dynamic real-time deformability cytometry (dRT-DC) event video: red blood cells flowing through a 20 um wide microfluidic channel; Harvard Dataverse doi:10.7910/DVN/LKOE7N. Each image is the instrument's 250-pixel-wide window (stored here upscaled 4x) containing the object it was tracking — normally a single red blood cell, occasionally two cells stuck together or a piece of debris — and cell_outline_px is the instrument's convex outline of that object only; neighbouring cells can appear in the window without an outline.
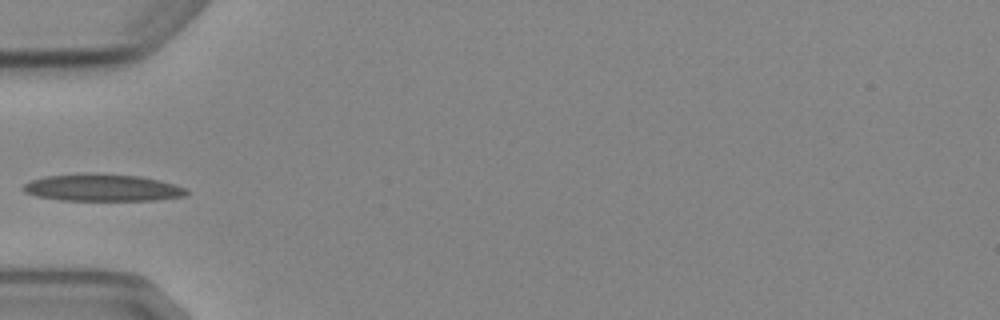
{"species": "Egyptian fruit bat (a non-hibernating species)", "species_latin": "Rousettus aegyptiacus", "temperature_condition": "cold", "stored_images_in_passage": 5, "camera_frame_rate_fps": 3000, "um_per_image_px": 0.085, "animal": {"sex": "female"}, "frame": {"image": 1, "passage_image": 5, "time_ms": 4.667, "image_size_px": [1000, 320], "cell_outline_px": [[188, 192], [184, 196], [156, 200], [60, 200], [36, 196], [24, 192], [20, 188], [24, 184], [32, 180], [44, 176], [140, 176], [160, 180], [188, 188]], "centroid_in_image_um": [8.74, 16.0], "position_along_channel_um": 76.3, "area_um2": 24.68}}